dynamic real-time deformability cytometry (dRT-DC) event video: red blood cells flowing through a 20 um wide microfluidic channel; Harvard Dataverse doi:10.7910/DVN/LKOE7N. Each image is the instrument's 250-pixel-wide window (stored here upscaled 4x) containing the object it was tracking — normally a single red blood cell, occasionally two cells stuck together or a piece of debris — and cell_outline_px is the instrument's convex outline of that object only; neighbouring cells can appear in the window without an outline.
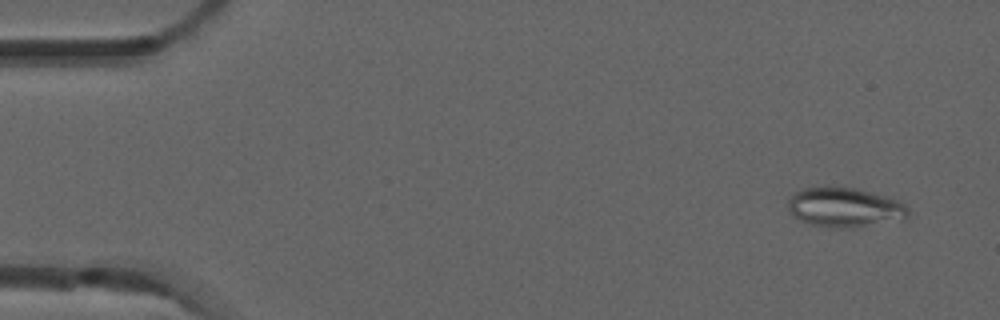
{"species": "common noctule bat (a hibernating species)", "species_latin": "Nyctalus noctula", "temperature_condition": "room temperature", "stored_images_in_passage": 4, "camera_frame_rate_fps": 3000, "um_per_image_px": 0.085, "animal": {"sex": "male", "forearm_length_mm": 52.5}, "frame": {"image": 1, "passage_image": 1, "time_ms": 0.0, "image_size_px": [1000, 320], "cell_outline_px": [[908, 216], [856, 228], [836, 228], [812, 224], [800, 220], [792, 216], [788, 208], [788, 196], [792, 192], [804, 188], [856, 188], [884, 196], [896, 200], [904, 204], [908, 208]], "centroid_in_image_um": [71.71, 17.63], "position_along_channel_um": 13.3, "area_um2": 27.17}}